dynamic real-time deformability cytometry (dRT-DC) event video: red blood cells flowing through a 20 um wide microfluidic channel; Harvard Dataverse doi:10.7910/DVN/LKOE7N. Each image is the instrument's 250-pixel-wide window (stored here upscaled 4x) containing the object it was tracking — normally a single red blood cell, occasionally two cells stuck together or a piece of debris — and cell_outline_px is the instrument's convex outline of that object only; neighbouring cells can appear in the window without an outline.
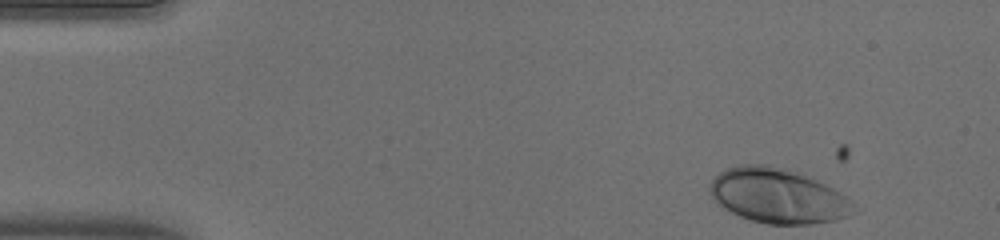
{"species": "human", "species_latin": "Homo sapiens", "temperature_condition": "warm", "stored_images_in_passage": 46, "camera_frame_rate_fps": 3000, "um_per_image_px": 0.085, "donor": {"sex": "male"}, "frame": {"image": 1, "passage_image": 1, "time_ms": 0.0, "image_size_px": [1000, 240], "cell_outline_px": [[860, 212], [836, 220], [812, 224], [768, 224], [752, 220], [740, 216], [720, 208], [712, 200], [708, 192], [708, 188], [712, 180], [720, 172], [728, 168], [740, 164], [768, 164], [796, 172], [816, 180], [840, 192]], "centroid_in_image_um": [66.07, 16.66], "position_along_channel_um": 18.9, "area_um2": 46.07}}
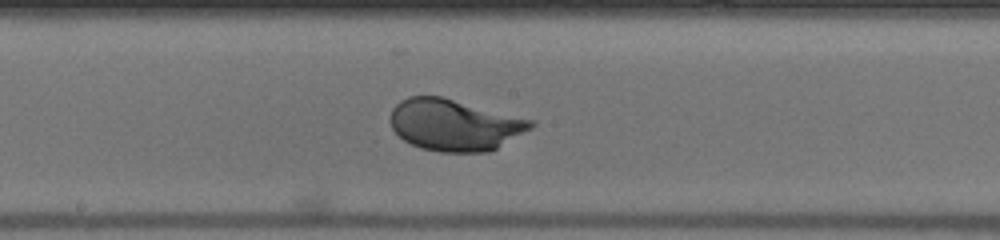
{"frame": {"image": 2, "passage_image": 23, "time_ms": 7.333, "image_size_px": [1000, 240], "cell_outline_px": [[536, 124], [532, 128], [496, 148], [488, 152], [440, 152], [420, 148], [404, 140], [392, 128], [392, 108], [400, 100], [408, 96], [440, 96], [536, 120]], "centroid_in_image_um": [38.67, 10.61], "position_along_channel_um": 209.5, "area_um2": 42.08}}
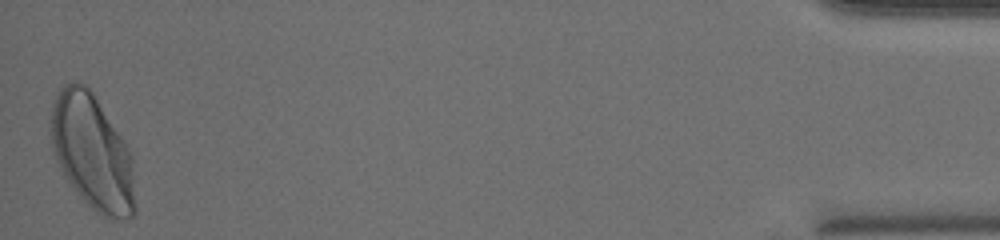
{"frame": {"image": 3, "passage_image": 46, "time_ms": 15.0, "image_size_px": [1000, 240], "cell_outline_px": [[136, 212], [128, 220], [112, 220], [96, 212], [68, 184], [52, 152], [52, 100], [56, 92], [64, 84], [72, 80], [80, 80], [92, 92], [128, 148], [132, 156], [136, 204]], "centroid_in_image_um": [7.85, 12.98], "position_along_channel_um": 427.4, "area_um2": 56.88}, "authors_computed_cell_mechanics": {"area_um2": 42.3674, "velocity_mm_per_s": 4.0118, "shape_relaxation_time_tau1_ms": 2.1454, "shape_relaxation_time_tau2_ms": null, "deformation_change_tau1": 0.1697, "deformation_change_tau2": null}}